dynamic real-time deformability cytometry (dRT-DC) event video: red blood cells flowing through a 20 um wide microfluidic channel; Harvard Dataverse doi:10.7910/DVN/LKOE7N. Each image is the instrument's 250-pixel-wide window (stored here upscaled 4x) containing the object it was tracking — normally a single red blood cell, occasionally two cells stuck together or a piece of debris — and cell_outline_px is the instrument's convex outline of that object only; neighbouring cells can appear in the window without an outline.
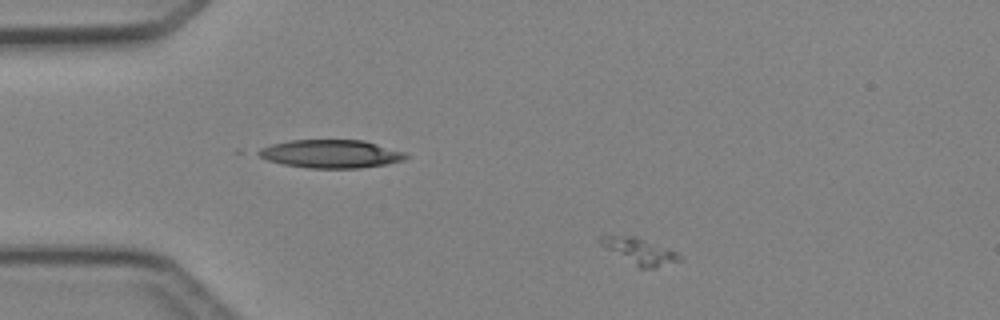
{"species": "Egyptian fruit bat (a non-hibernating species)", "species_latin": "Rousettus aegyptiacus", "temperature_condition": "cold", "stored_images_in_passage": 4, "camera_frame_rate_fps": 3000, "um_per_image_px": 0.085, "animal": {"sex": "female"}, "frame": {"image": 1, "passage_image": 1, "time_ms": 0.0, "image_size_px": [1000, 320], "cell_outline_px": [[684, 260], [656, 268], [640, 268], [600, 244], [596, 240], [600, 236], [636, 236], [668, 248], [676, 252]], "centroid_in_image_um": [54.41, 21.35], "position_along_channel_um": 30.6, "area_um2": 11.91}}
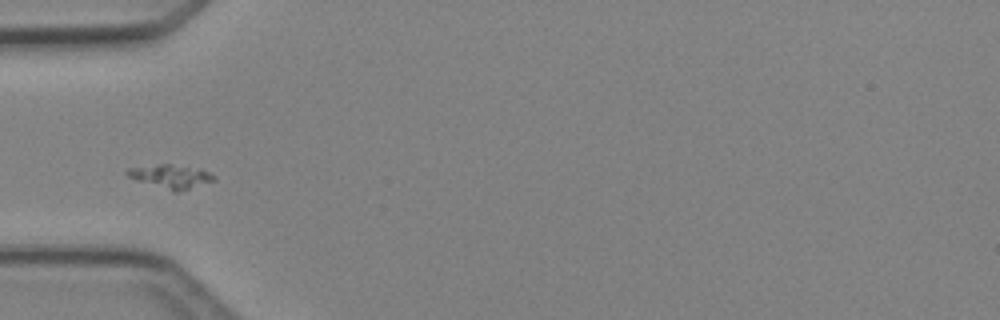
{"frame": {"image": 2, "passage_image": 3, "time_ms": 2.333, "image_size_px": [1000, 320], "cell_outline_px": [[216, 180], [176, 192], [172, 192], [136, 180], [128, 176], [124, 172], [128, 168], [160, 164], [168, 164], [200, 168], [216, 176]], "centroid_in_image_um": [14.51, 15.0], "position_along_channel_um": 70.5, "area_um2": 11.96}}
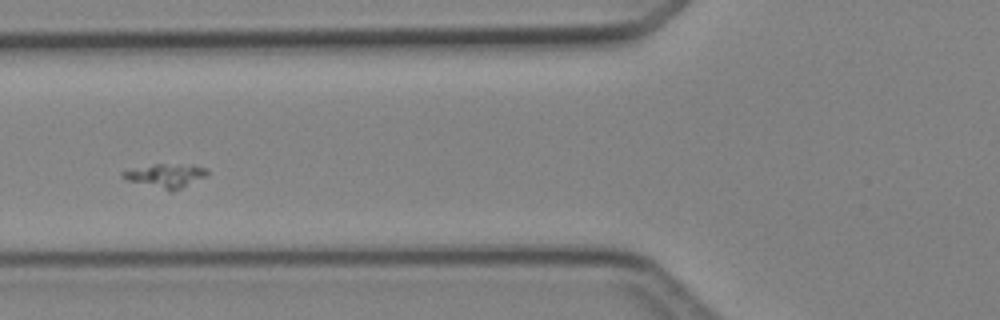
{"frame": {"image": 3, "passage_image": 4, "time_ms": 3.333, "image_size_px": [1000, 320], "cell_outline_px": [[208, 172], [204, 176], [172, 192], [168, 192], [128, 180], [120, 176], [120, 172], [156, 164], [192, 164], [204, 168]], "centroid_in_image_um": [14.05, 14.94], "position_along_channel_um": 111.7, "area_um2": 11.5}}